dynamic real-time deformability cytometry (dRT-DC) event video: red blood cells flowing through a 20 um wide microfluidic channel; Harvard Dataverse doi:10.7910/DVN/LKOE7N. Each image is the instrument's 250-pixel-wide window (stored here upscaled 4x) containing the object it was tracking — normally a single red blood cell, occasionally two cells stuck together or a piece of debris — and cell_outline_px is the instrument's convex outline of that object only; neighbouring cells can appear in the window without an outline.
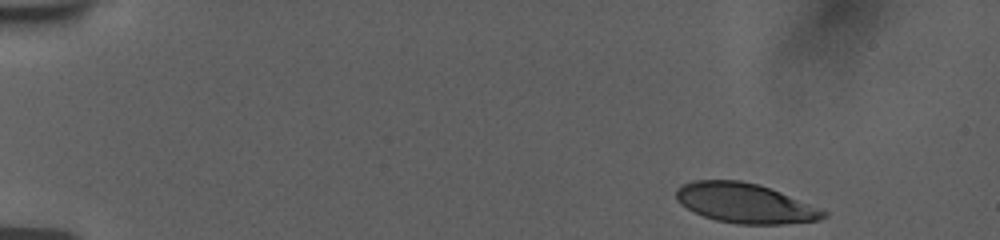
{"species": "human", "species_latin": "Homo sapiens", "temperature_condition": "room temperature", "stored_images_in_passage": 50, "camera_frame_rate_fps": 3000, "um_per_image_px": 0.085, "donor": {"sex": "female"}, "frame": {"image": 1, "passage_image": 1, "time_ms": 0.0, "image_size_px": [1000, 240], "cell_outline_px": [[828, 216], [820, 220], [780, 224], [736, 224], [716, 220], [704, 216], [680, 204], [676, 200], [676, 188], [680, 184], [692, 180], [740, 180], [756, 184], [780, 192], [828, 212]], "centroid_in_image_um": [63.28, 17.26], "position_along_channel_um": 21.7, "area_um2": 33.93}}
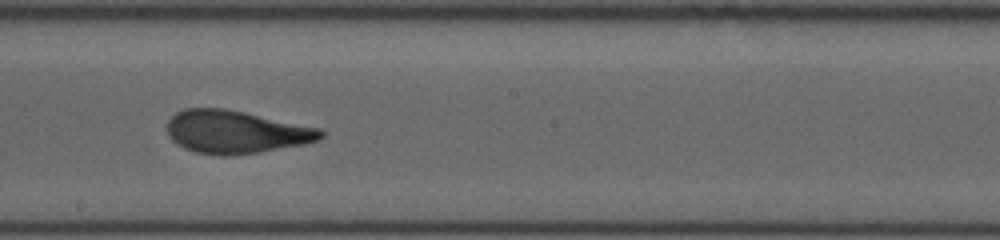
{"frame": {"image": 2, "passage_image": 27, "time_ms": 8.667, "image_size_px": [1000, 240], "cell_outline_px": [[324, 136], [320, 140], [304, 144], [260, 152], [232, 156], [220, 156], [196, 152], [184, 148], [176, 144], [168, 136], [164, 128], [168, 120], [176, 112], [184, 108], [224, 108], [244, 112], [320, 128], [324, 132]], "centroid_in_image_um": [20.0, 11.22], "position_along_channel_um": 228.2, "area_um2": 38.78}}
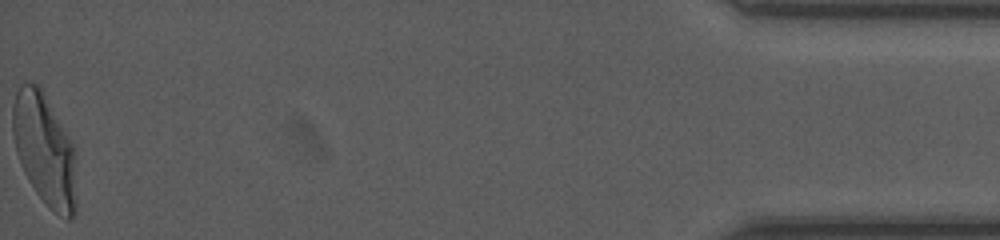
{"frame": {"image": 3, "passage_image": 50, "time_ms": 16.333, "image_size_px": [1000, 240], "cell_outline_px": [[76, 212], [68, 220], [52, 212], [48, 208], [36, 192], [28, 180], [20, 164], [16, 152], [12, 132], [12, 104], [16, 92], [20, 84], [36, 84], [44, 92], [68, 136], [76, 152]], "centroid_in_image_um": [3.79, 12.77], "position_along_channel_um": 431.4, "area_um2": 41.96}, "authors_computed_cell_mechanics": {"area_um2": 38.3214, "velocity_mm_per_s": 3.7695, "shape_relaxation_time_tau1_ms": 6.0885, "shape_relaxation_time_tau2_ms": 0.915, "deformation_change_tau1": 0.2256, "deformation_change_tau2": 0.0746}}